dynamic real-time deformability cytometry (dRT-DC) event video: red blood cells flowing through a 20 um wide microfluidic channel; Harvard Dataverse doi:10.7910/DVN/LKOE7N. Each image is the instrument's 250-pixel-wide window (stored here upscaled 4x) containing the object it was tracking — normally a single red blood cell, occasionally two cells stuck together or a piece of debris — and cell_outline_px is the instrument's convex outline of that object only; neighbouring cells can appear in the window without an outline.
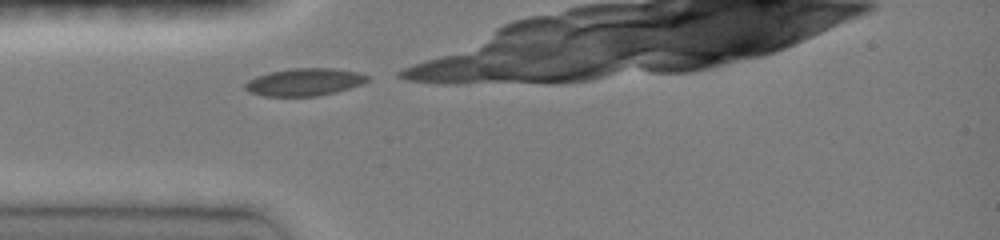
{"species": "common noctule bat (a hibernating species)", "species_latin": "Nyctalus noctula", "temperature_condition": "room temperature", "stored_images_in_passage": 1, "camera_frame_rate_fps": 3000, "um_per_image_px": 0.085, "animal": {"sex": "female", "body_mass_g": 19.0, "forearm_length_mm": 51.5}, "frame": {"image": 1, "passage_image": 1, "time_ms": 0.0, "image_size_px": [1000, 240], "cell_outline_px": [[368, 80], [360, 84], [336, 92], [316, 96], [264, 96], [248, 92], [244, 88], [244, 84], [248, 80], [256, 76], [268, 72], [292, 68], [332, 68], [356, 72], [368, 76]], "centroid_in_image_um": [25.81, 6.97], "position_along_channel_um": 59.2, "area_um2": 19.48}}